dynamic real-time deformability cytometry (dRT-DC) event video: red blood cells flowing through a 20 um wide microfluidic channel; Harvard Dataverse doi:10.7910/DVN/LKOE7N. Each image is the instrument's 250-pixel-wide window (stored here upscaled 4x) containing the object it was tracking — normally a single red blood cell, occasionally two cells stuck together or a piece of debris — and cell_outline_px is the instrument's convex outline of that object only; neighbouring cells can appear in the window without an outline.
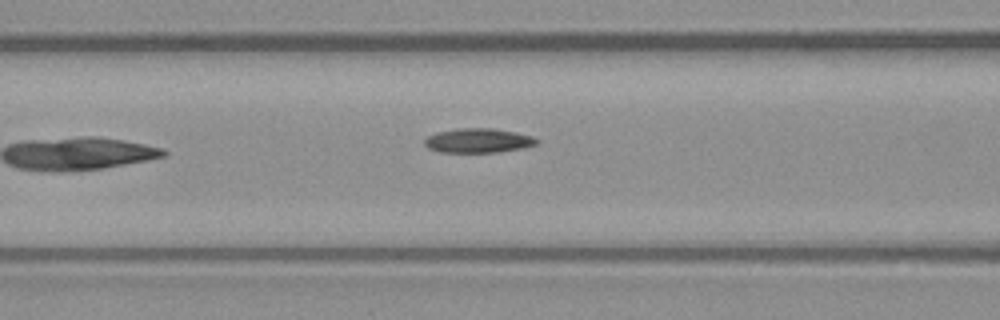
{"species": "common noctule bat (a hibernating species)", "species_latin": "Nyctalus noctula", "temperature_condition": "warm", "stored_images_in_passage": 6, "camera_frame_rate_fps": 3000, "um_per_image_px": 0.085, "animal": {"sex": "male", "body_mass_g": 23.1, "forearm_length_mm": 52.7}, "frame": {"image": 1, "passage_image": 6, "time_ms": 1.667, "image_size_px": [1000, 320], "cell_outline_px": [[540, 140], [536, 144], [524, 148], [500, 152], [440, 152], [428, 148], [424, 144], [424, 140], [428, 136], [436, 132], [456, 128], [492, 128], [516, 132], [532, 136]], "centroid_in_image_um": [40.65, 11.94], "position_along_channel_um": 125.9, "area_um2": 16.07}}